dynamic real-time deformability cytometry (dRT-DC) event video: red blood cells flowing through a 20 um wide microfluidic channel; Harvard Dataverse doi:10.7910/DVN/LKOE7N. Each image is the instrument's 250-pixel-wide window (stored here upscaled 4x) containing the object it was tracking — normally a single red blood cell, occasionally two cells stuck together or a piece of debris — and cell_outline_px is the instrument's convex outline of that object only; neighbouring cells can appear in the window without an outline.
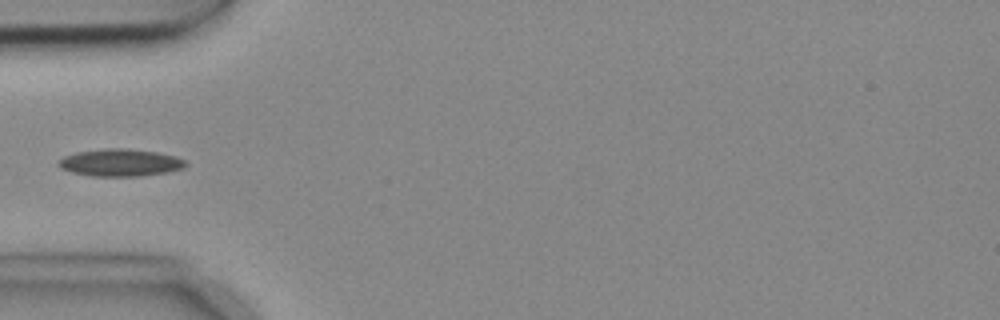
{"species": "common noctule bat (a hibernating species)", "species_latin": "Nyctalus noctula", "temperature_condition": "cold", "stored_images_in_passage": 4, "camera_frame_rate_fps": 3000, "um_per_image_px": 0.085, "animal": {"sex": "female", "body_mass_g": 18.4}, "frame": {"image": 1, "passage_image": 4, "time_ms": 1.0, "image_size_px": [1000, 320], "cell_outline_px": [[188, 164], [184, 168], [168, 172], [140, 176], [92, 176], [72, 172], [60, 168], [56, 164], [64, 156], [76, 152], [108, 148], [124, 148], [156, 152], [176, 156], [188, 160]], "centroid_in_image_um": [10.26, 13.82], "position_along_channel_um": 74.7, "area_um2": 20.35}}